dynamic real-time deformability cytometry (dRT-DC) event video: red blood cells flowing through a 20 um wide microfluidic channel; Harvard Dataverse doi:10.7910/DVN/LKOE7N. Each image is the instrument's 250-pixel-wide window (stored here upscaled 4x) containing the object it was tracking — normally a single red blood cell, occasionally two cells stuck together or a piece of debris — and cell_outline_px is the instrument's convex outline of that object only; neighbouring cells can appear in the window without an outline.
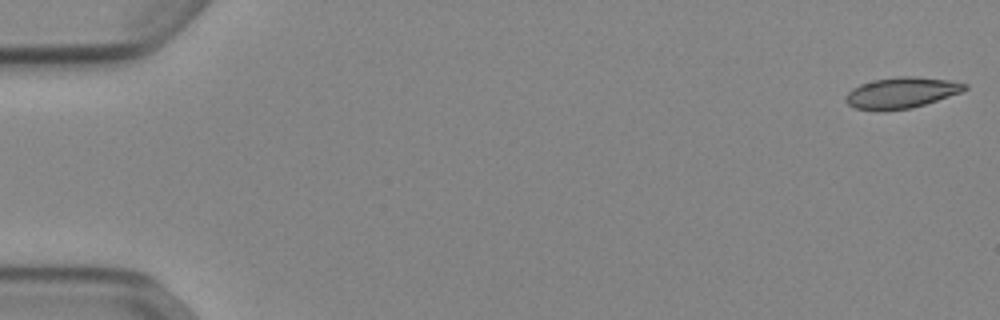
{"species": "Egyptian fruit bat (a non-hibernating species)", "species_latin": "Rousettus aegyptiacus", "temperature_condition": "cold", "stored_images_in_passage": 51, "camera_frame_rate_fps": 3000, "um_per_image_px": 0.085, "animal": {"sex": "female"}, "frame": {"image": 1, "passage_image": 1, "time_ms": 0.0, "image_size_px": [1000, 320], "cell_outline_px": [[968, 88], [960, 92], [912, 108], [856, 108], [848, 104], [844, 100], [844, 96], [852, 88], [860, 84], [876, 80], [900, 76], [916, 76], [948, 80], [968, 84]], "centroid_in_image_um": [76.63, 7.84], "position_along_channel_um": 8.4, "area_um2": 20.69}}
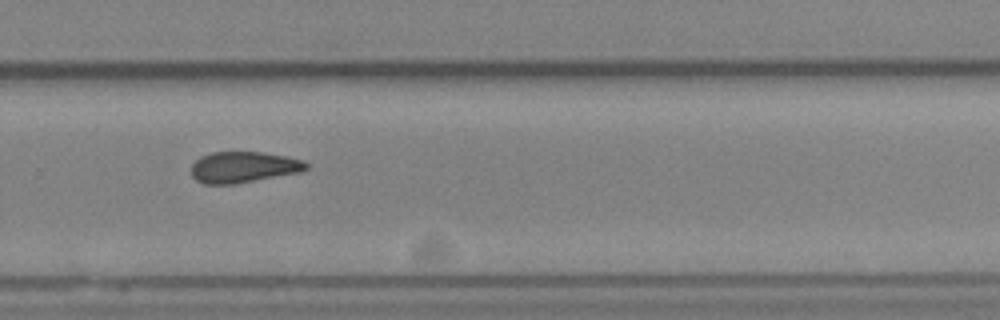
{"frame": {"image": 2, "passage_image": 36, "time_ms": 11.667, "image_size_px": [1000, 320], "cell_outline_px": [[308, 168], [300, 172], [236, 184], [204, 184], [196, 180], [192, 176], [192, 164], [200, 156], [212, 152], [260, 152], [284, 156], [304, 160], [308, 164]], "centroid_in_image_um": [20.68, 14.21], "position_along_channel_um": 309.1, "area_um2": 20.81}}
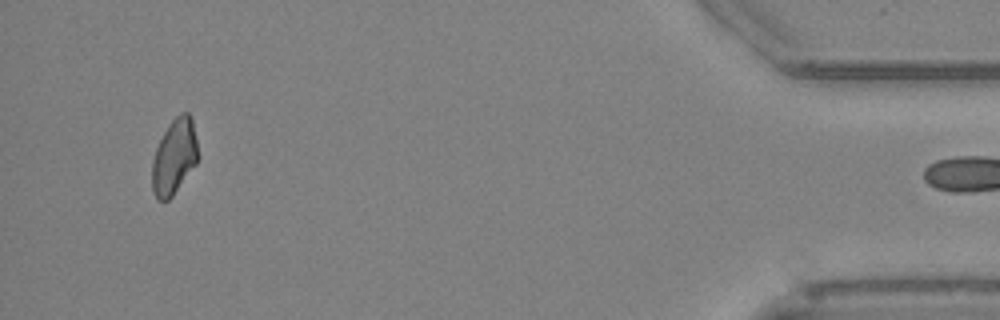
{"frame": {"image": 3, "passage_image": 50, "time_ms": 16.333, "image_size_px": [1000, 320], "cell_outline_px": [[196, 164], [172, 196], [168, 200], [156, 200], [152, 188], [152, 160], [156, 148], [168, 124], [180, 112], [188, 112], [192, 120], [196, 140]], "centroid_in_image_um": [14.78, 13.33], "position_along_channel_um": 420.4, "area_um2": 19.83}}